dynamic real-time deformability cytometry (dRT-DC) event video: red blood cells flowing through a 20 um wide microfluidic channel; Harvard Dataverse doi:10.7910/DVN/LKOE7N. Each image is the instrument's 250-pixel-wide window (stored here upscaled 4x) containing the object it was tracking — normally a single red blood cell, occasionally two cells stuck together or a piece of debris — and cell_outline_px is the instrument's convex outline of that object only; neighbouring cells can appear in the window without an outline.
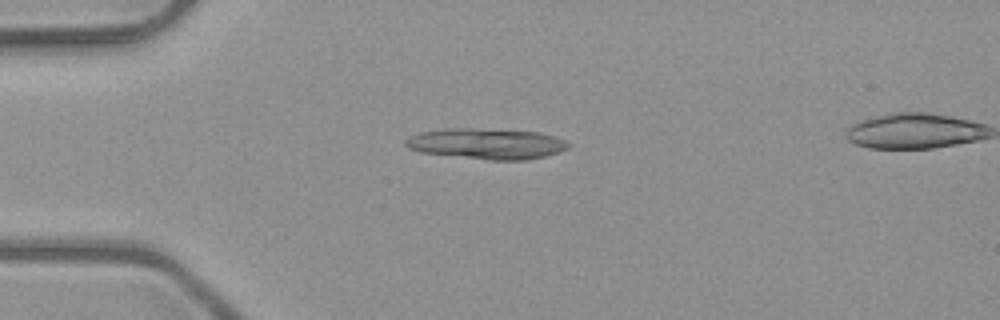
{"species": "common noctule bat (a hibernating species)", "species_latin": "Nyctalus noctula", "temperature_condition": "room temperature", "stored_images_in_passage": 5, "camera_frame_rate_fps": 3000, "um_per_image_px": 0.085, "animal": {"sex": "male", "body_mass_g": 23.1, "forearm_length_mm": 52.7}, "frame": {"image": 1, "passage_image": 2, "time_ms": 0.333, "image_size_px": [1000, 320], "cell_outline_px": [[572, 144], [568, 148], [560, 152], [528, 160], [488, 160], [420, 152], [408, 148], [404, 144], [404, 140], [408, 136], [420, 132], [444, 128], [472, 128], [540, 132], [556, 136]], "centroid_in_image_um": [41.36, 12.21], "position_along_channel_um": 43.6, "area_um2": 29.48}}
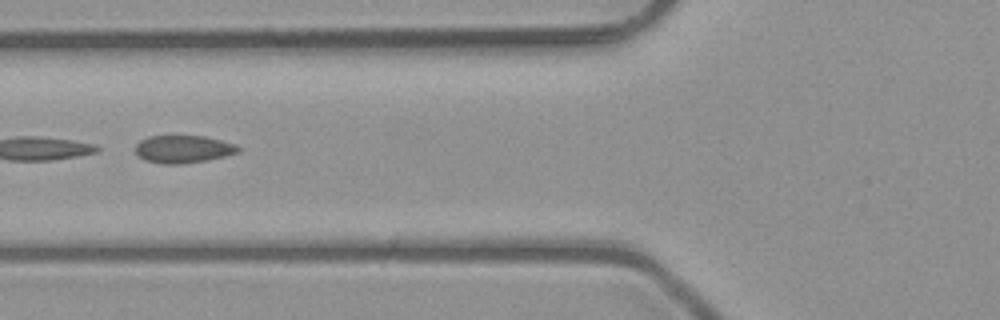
{"frame": {"image": 2, "passage_image": 4, "time_ms": 1.0, "image_size_px": [1000, 320], "cell_outline_px": [[240, 152], [224, 156], [204, 160], [180, 164], [164, 164], [144, 160], [136, 152], [136, 144], [140, 140], [148, 136], [204, 136], [236, 144], [240, 148]], "centroid_in_image_um": [15.57, 12.67], "position_along_channel_um": 110.2, "area_um2": 16.42}}
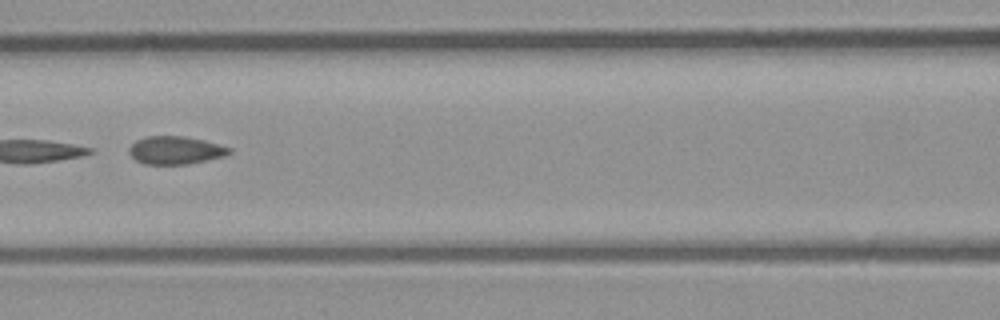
{"frame": {"image": 3, "passage_image": 5, "time_ms": 1.333, "image_size_px": [1000, 320], "cell_outline_px": [[232, 152], [224, 156], [188, 164], [144, 164], [136, 160], [128, 152], [128, 148], [136, 140], [148, 136], [184, 136], [204, 140], [232, 148]], "centroid_in_image_um": [14.91, 12.77], "position_along_channel_um": 151.7, "area_um2": 16.3}}